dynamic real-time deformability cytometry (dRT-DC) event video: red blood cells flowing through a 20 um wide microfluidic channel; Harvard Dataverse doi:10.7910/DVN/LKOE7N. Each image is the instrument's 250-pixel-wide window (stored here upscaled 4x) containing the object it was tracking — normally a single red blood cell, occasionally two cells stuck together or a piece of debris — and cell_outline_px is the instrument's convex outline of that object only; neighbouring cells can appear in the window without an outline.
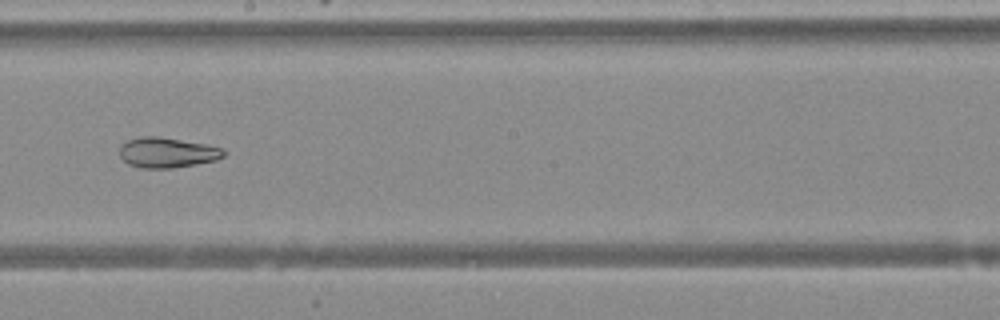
{"species": "Egyptian fruit bat (a non-hibernating species)", "species_latin": "Rousettus aegyptiacus", "temperature_condition": "warm", "stored_images_in_passage": 36, "camera_frame_rate_fps": 3000, "um_per_image_px": 0.085, "animal": {"sex": "female"}, "frame": {"image": 1, "passage_image": 16, "time_ms": 5.0, "image_size_px": [1000, 320], "cell_outline_px": [[224, 156], [216, 160], [196, 164], [172, 168], [140, 168], [128, 164], [120, 156], [120, 144], [128, 140], [140, 136], [160, 136], [204, 144], [220, 148], [224, 152]], "centroid_in_image_um": [14.16, 12.97], "position_along_channel_um": 234.0, "area_um2": 18.26}}
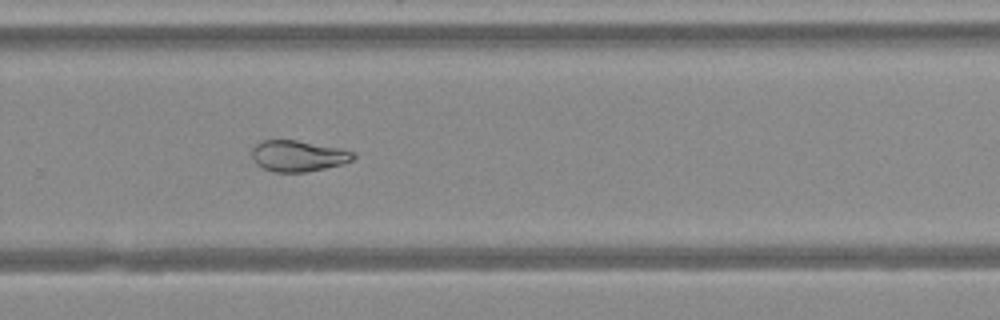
{"frame": {"image": 2, "passage_image": 21, "time_ms": 6.667, "image_size_px": [1000, 320], "cell_outline_px": [[356, 156], [352, 160], [340, 164], [324, 168], [304, 172], [276, 172], [264, 168], [256, 164], [252, 156], [252, 148], [260, 140], [296, 140], [340, 148], [356, 152]], "centroid_in_image_um": [25.33, 13.24], "position_along_channel_um": 304.5, "area_um2": 18.26}}